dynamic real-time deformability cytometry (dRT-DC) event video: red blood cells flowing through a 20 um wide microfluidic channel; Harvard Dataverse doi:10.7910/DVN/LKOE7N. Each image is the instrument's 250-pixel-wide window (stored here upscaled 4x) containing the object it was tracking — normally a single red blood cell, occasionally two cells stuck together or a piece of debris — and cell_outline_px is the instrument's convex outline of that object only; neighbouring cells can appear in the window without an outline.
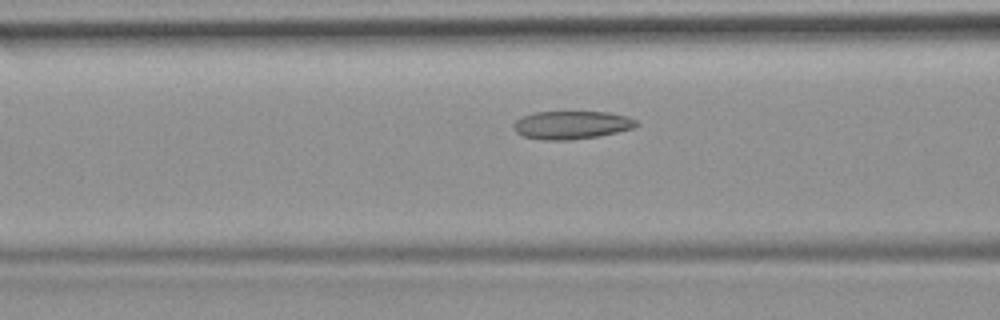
{"species": "common noctule bat (a hibernating species)", "species_latin": "Nyctalus noctula", "temperature_condition": "room temperature", "stored_images_in_passage": 8, "camera_frame_rate_fps": 3000, "um_per_image_px": 0.085, "animal": {"sex": "female", "body_mass_g": 19.9}, "frame": {"image": 1, "passage_image": 6, "time_ms": 1.667, "image_size_px": [1000, 320], "cell_outline_px": [[636, 124], [632, 128], [616, 132], [596, 136], [568, 140], [544, 140], [524, 136], [516, 132], [512, 128], [512, 124], [516, 120], [524, 116], [536, 112], [608, 112], [628, 116], [636, 120]], "centroid_in_image_um": [48.54, 10.62], "position_along_channel_um": 118.1, "area_um2": 19.88}}